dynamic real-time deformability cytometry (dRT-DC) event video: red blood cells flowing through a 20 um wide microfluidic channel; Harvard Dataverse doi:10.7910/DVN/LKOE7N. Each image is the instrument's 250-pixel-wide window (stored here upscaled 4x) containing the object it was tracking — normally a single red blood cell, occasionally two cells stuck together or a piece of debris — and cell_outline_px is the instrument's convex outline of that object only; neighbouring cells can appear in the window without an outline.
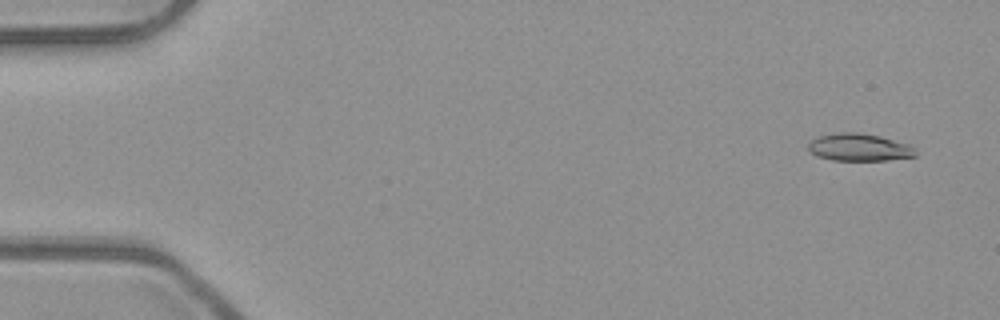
{"species": "common noctule bat (a hibernating species)", "species_latin": "Nyctalus noctula", "temperature_condition": "room temperature", "stored_images_in_passage": 11, "camera_frame_rate_fps": 3000, "um_per_image_px": 0.085, "animal": {"sex": "male", "body_mass_g": 23.1, "forearm_length_mm": 52.7}, "frame": {"image": 1, "passage_image": 1, "time_ms": 0.0, "image_size_px": [1000, 320], "cell_outline_px": [[916, 156], [888, 160], [832, 160], [816, 156], [808, 148], [808, 144], [812, 140], [820, 136], [840, 132], [860, 132], [880, 136], [912, 144], [916, 148]], "centroid_in_image_um": [73.09, 12.52], "position_along_channel_um": 11.9, "area_um2": 17.28}}